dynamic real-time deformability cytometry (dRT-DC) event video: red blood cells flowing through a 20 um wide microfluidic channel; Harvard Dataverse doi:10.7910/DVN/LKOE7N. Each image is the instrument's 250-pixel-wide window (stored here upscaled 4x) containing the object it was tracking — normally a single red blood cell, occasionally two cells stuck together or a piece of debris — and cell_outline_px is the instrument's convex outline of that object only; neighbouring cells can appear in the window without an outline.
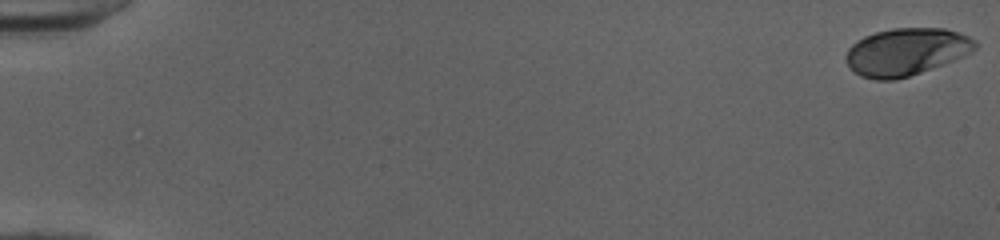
{"species": "human", "species_latin": "Homo sapiens", "temperature_condition": "cold", "stored_images_in_passage": 52, "camera_frame_rate_fps": 3000, "um_per_image_px": 0.085, "donor": {"sex": "female"}, "frame": {"image": 1, "passage_image": 1, "time_ms": 0.0, "image_size_px": [1000, 240], "cell_outline_px": [[980, 44], [972, 52], [964, 56], [944, 64], [896, 80], [876, 80], [860, 76], [848, 64], [848, 48], [856, 40], [864, 36], [876, 32], [892, 28], [944, 28], [968, 36], [976, 40]], "centroid_in_image_um": [77.07, 4.39], "position_along_channel_um": 7.9, "area_um2": 35.55}}
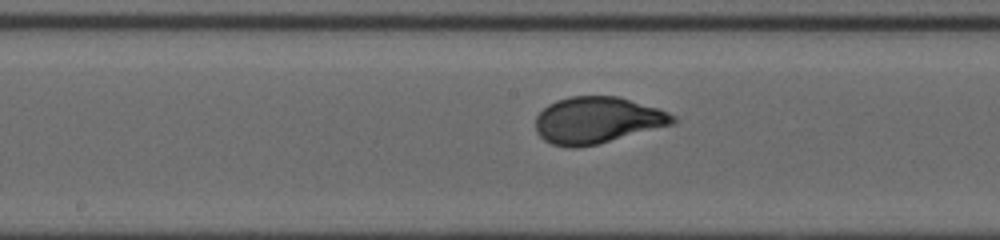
{"frame": {"image": 2, "passage_image": 29, "time_ms": 9.333, "image_size_px": [1000, 240], "cell_outline_px": [[680, 120], [672, 124], [596, 144], [576, 148], [568, 148], [552, 144], [544, 140], [536, 132], [536, 116], [548, 104], [556, 100], [568, 96], [620, 96], [668, 112], [676, 116]], "centroid_in_image_um": [50.74, 10.21], "position_along_channel_um": 197.5, "area_um2": 37.17}}
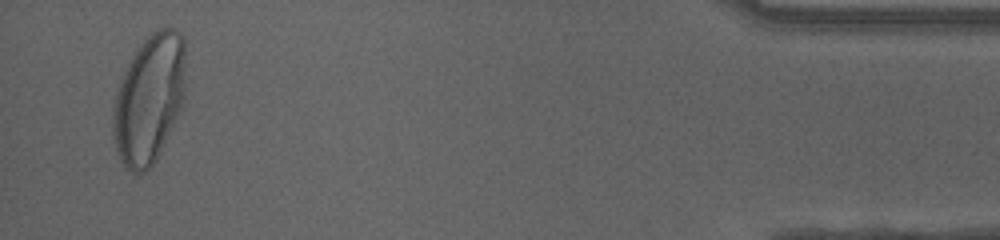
{"frame": {"image": 3, "passage_image": 51, "time_ms": 16.667, "image_size_px": [1000, 240], "cell_outline_px": [[184, 100], [160, 152], [156, 160], [144, 172], [136, 176], [124, 168], [120, 160], [112, 136], [112, 104], [116, 88], [120, 76], [128, 60], [136, 48], [156, 28], [172, 28], [180, 32], [184, 36]], "centroid_in_image_um": [12.62, 8.41], "position_along_channel_um": 422.6, "area_um2": 55.37}, "authors_computed_cell_mechanics": {"area_um2": 36.7319, "velocity_mm_per_s": 4.0018, "shape_relaxation_time_tau1_ms": 3.8417, "shape_relaxation_time_tau2_ms": null, "deformation_change_tau1": 0.1953, "deformation_change_tau2": null}}